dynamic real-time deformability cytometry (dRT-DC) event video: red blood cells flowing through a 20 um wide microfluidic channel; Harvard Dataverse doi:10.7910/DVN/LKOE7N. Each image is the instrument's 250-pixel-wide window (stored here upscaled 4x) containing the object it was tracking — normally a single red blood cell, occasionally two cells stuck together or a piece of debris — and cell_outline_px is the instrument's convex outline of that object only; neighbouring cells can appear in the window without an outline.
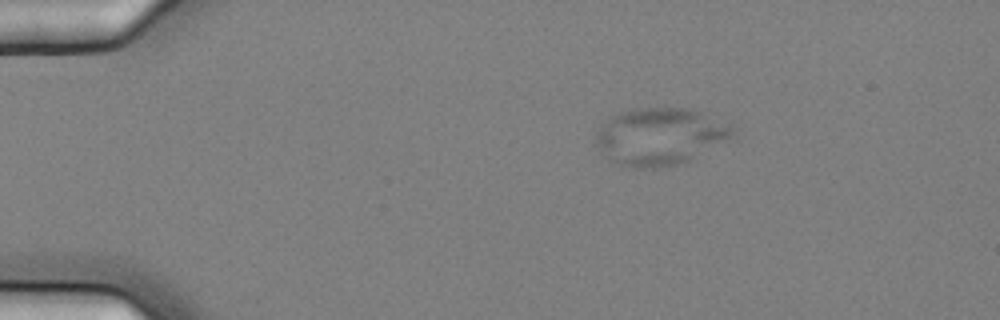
{"species": "common noctule bat (a hibernating species)", "species_latin": "Nyctalus noctula", "temperature_condition": "cold", "stored_images_in_passage": 5, "camera_frame_rate_fps": 3000, "um_per_image_px": 0.085, "animal": {"sex": "female", "body_mass_g": 25.1}, "frame": {"image": 1, "passage_image": 3, "time_ms": 0.667, "image_size_px": [1000, 320], "cell_outline_px": [[736, 136], [688, 160], [676, 164], [656, 168], [632, 168], [608, 160], [596, 144], [596, 132], [600, 124], [608, 116], [632, 108], [688, 108], [732, 120], [736, 128]], "centroid_in_image_um": [56.15, 11.56], "position_along_channel_um": 28.8, "area_um2": 46.53}}